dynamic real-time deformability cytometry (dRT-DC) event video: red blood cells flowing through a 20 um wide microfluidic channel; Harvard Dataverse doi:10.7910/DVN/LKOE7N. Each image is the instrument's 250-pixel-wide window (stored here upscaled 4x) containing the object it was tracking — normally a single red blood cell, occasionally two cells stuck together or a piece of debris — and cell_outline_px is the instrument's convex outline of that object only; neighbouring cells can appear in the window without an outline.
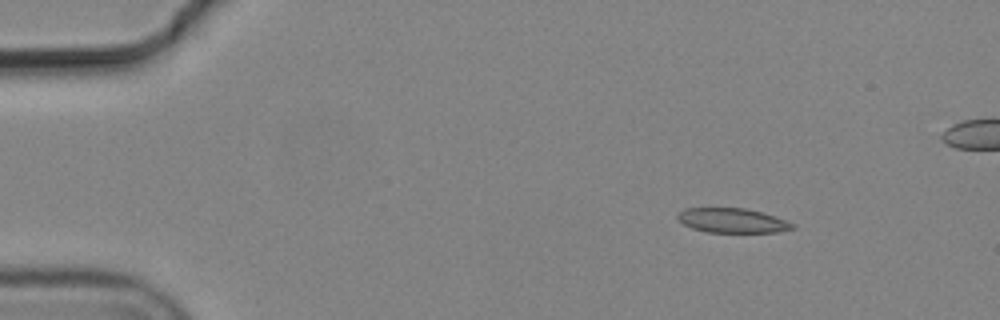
{"species": "common noctule bat (a hibernating species)", "species_latin": "Nyctalus noctula", "temperature_condition": "cold", "stored_images_in_passage": 5, "camera_frame_rate_fps": 3000, "um_per_image_px": 0.085, "animal": {"sex": "male", "body_mass_g": 19.2, "forearm_length_mm": 51.8}, "frame": {"image": 1, "passage_image": 2, "time_ms": 0.333, "image_size_px": [1000, 320], "cell_outline_px": [[796, 228], [780, 232], [704, 232], [692, 228], [684, 224], [676, 216], [684, 208], [744, 208], [776, 216], [796, 224]], "centroid_in_image_um": [62.29, 18.75], "position_along_channel_um": 22.7, "area_um2": 16.47}}